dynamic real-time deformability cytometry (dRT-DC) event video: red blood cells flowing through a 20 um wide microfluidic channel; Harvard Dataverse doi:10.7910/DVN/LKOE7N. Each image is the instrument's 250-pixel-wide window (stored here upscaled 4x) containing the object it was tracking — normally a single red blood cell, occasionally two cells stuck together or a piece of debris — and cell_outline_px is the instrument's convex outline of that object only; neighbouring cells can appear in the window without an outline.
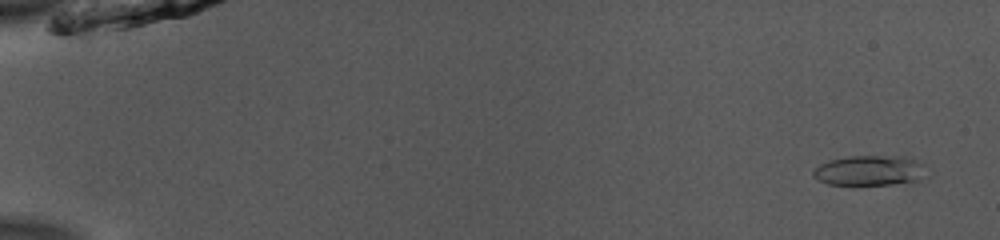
{"species": "common noctule bat (a hibernating species)", "species_latin": "Nyctalus noctula", "temperature_condition": "room temperature", "stored_images_in_passage": 52, "camera_frame_rate_fps": 3000, "um_per_image_px": 0.085, "animal": {"sex": "male", "body_mass_g": 13.0, "forearm_length_mm": 53.1}, "frame": {"image": 1, "passage_image": 3, "time_ms": 0.667, "image_size_px": [1000, 240], "cell_outline_px": [[932, 176], [920, 180], [892, 184], [828, 184], [812, 176], [812, 172], [820, 164], [828, 160], [848, 156], [912, 156], [920, 160], [932, 168]], "centroid_in_image_um": [74.14, 14.47], "position_along_channel_um": 10.9, "area_um2": 20.75}}
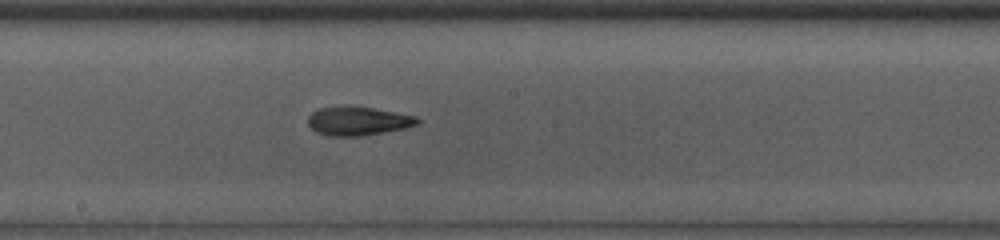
{"frame": {"image": 2, "passage_image": 30, "time_ms": 9.667, "image_size_px": [1000, 240], "cell_outline_px": [[420, 124], [404, 128], [384, 132], [360, 136], [328, 136], [316, 132], [308, 124], [308, 116], [312, 112], [320, 108], [372, 108], [396, 112], [416, 116], [420, 120]], "centroid_in_image_um": [30.46, 10.32], "position_along_channel_um": 217.7, "area_um2": 17.86}}
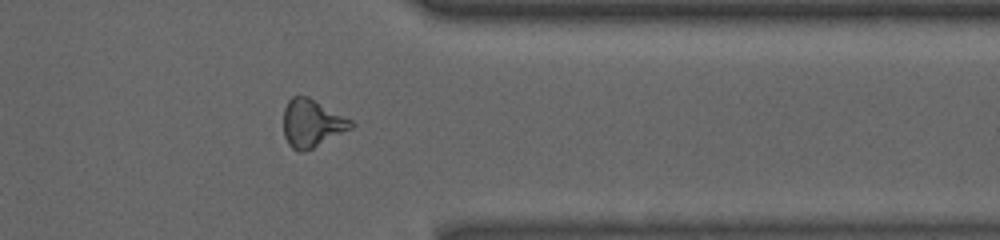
{"frame": {"image": 3, "passage_image": 43, "time_ms": 14.0, "image_size_px": [1000, 240], "cell_outline_px": [[356, 124], [352, 128], [312, 148], [300, 152], [292, 148], [288, 144], [284, 136], [284, 108], [288, 100], [292, 96], [308, 96], [352, 120]], "centroid_in_image_um": [26.5, 10.47], "position_along_channel_um": 384.9, "area_um2": 18.67}, "authors_computed_cell_mechanics": {"area_um2": 18.5249, "velocity_mm_per_s": 3.9432, "shape_relaxation_time_tau1_ms": null, "shape_relaxation_time_tau2_ms": 3.5987, "deformation_change_tau1": null, "deformation_change_tau2": 0.1365}}